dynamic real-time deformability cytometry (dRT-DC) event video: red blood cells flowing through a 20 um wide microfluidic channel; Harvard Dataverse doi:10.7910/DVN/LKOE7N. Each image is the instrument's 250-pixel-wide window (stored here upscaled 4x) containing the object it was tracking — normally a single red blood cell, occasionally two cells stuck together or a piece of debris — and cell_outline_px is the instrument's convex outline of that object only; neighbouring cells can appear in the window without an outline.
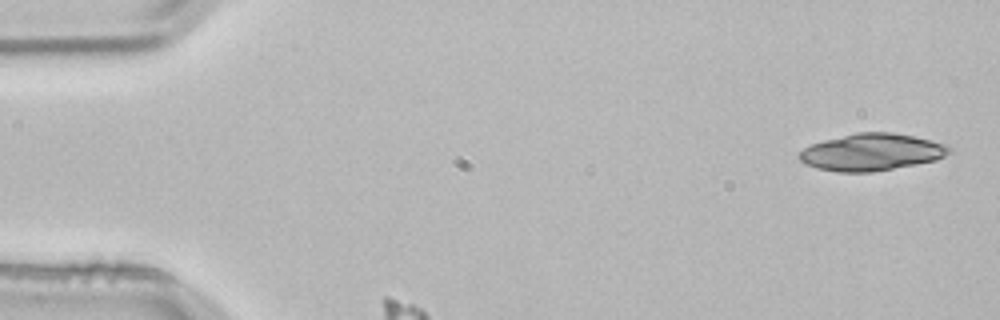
{"species": "common noctule bat (a hibernating species)", "species_latin": "Nyctalus noctula", "temperature_condition": "room temperature", "stored_images_in_passage": 2, "camera_frame_rate_fps": 3000, "um_per_image_px": 0.085, "animal": {"sex": "male", "body_mass_g": 21.5, "forearm_length_mm": 52.0}, "frame": {"image": 1, "passage_image": 1, "time_ms": 0.0, "image_size_px": [1000, 320], "cell_outline_px": [[952, 152], [936, 160], [916, 164], [872, 172], [836, 172], [816, 168], [800, 160], [796, 156], [804, 148], [812, 144], [824, 140], [856, 132], [892, 132], [912, 136], [948, 144], [952, 148]], "centroid_in_image_um": [74.1, 12.93], "position_along_channel_um": 10.9, "area_um2": 32.37}}